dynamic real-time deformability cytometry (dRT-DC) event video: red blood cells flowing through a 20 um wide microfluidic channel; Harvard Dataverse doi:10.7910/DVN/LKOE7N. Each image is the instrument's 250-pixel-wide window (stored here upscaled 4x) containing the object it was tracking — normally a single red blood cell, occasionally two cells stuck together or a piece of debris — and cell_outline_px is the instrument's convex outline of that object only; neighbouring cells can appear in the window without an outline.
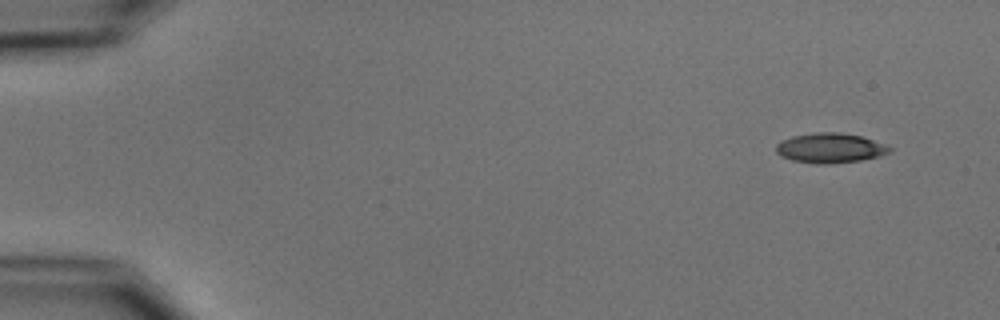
{"species": "common noctule bat (a hibernating species)", "species_latin": "Nyctalus noctula", "temperature_condition": "cold", "stored_images_in_passage": 4, "camera_frame_rate_fps": 3000, "um_per_image_px": 0.085, "animal": {"sex": "male", "body_mass_g": 15.6}, "frame": {"image": 1, "passage_image": 1, "time_ms": 0.0, "image_size_px": [1000, 320], "cell_outline_px": [[892, 152], [880, 156], [860, 160], [828, 164], [816, 164], [792, 160], [780, 156], [776, 152], [776, 144], [792, 136], [816, 132], [840, 132], [860, 136], [884, 144], [892, 148]], "centroid_in_image_um": [70.56, 12.58], "position_along_channel_um": 14.4, "area_um2": 19.71}}
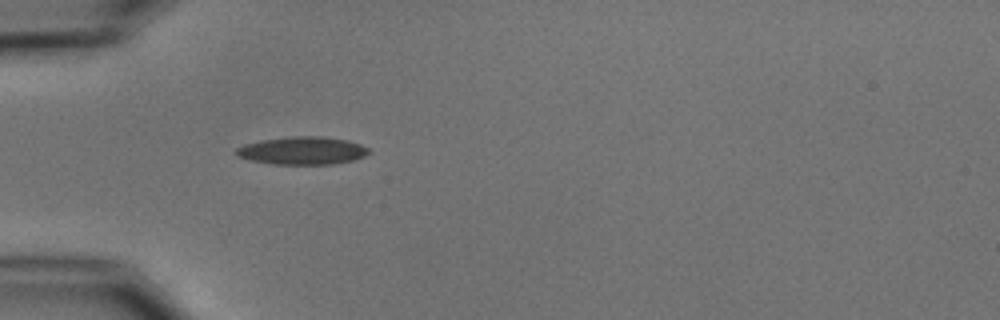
{"frame": {"image": 2, "passage_image": 4, "time_ms": 4.333, "image_size_px": [1000, 320], "cell_outline_px": [[372, 152], [364, 156], [352, 160], [332, 164], [272, 164], [252, 160], [240, 156], [236, 152], [236, 148], [244, 144], [260, 140], [288, 136], [324, 136], [348, 140], [360, 144], [368, 148]], "centroid_in_image_um": [25.73, 12.79], "position_along_channel_um": 59.3, "area_um2": 21.5}}